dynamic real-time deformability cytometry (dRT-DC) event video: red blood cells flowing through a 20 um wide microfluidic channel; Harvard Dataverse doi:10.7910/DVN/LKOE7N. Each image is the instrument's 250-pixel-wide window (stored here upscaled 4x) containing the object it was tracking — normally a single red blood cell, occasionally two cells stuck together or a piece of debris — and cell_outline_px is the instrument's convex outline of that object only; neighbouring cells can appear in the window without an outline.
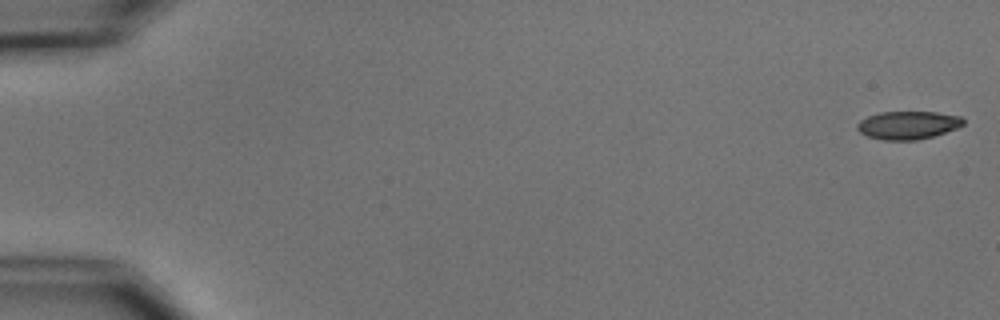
{"species": "common noctule bat (a hibernating species)", "species_latin": "Nyctalus noctula", "temperature_condition": "cold", "stored_images_in_passage": 5, "camera_frame_rate_fps": 3000, "um_per_image_px": 0.085, "animal": {"sex": "male", "body_mass_g": 15.6}, "frame": {"image": 1, "passage_image": 1, "time_ms": 0.0, "image_size_px": [1000, 320], "cell_outline_px": [[964, 124], [956, 128], [932, 136], [916, 140], [884, 140], [868, 136], [860, 132], [856, 128], [856, 124], [860, 120], [868, 116], [880, 112], [936, 112], [960, 116], [964, 120]], "centroid_in_image_um": [77.15, 10.63], "position_along_channel_um": 7.9, "area_um2": 17.22}}
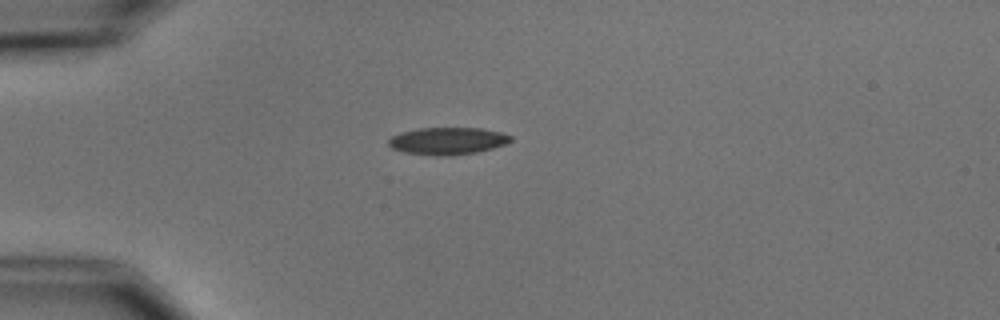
{"frame": {"image": 2, "passage_image": 5, "time_ms": 4.667, "image_size_px": [1000, 320], "cell_outline_px": [[512, 140], [504, 144], [492, 148], [476, 152], [452, 156], [436, 156], [404, 152], [392, 148], [388, 144], [388, 140], [392, 136], [400, 132], [420, 128], [484, 128], [500, 132], [512, 136]], "centroid_in_image_um": [38.03, 11.98], "position_along_channel_um": 47.0, "area_um2": 19.42}}